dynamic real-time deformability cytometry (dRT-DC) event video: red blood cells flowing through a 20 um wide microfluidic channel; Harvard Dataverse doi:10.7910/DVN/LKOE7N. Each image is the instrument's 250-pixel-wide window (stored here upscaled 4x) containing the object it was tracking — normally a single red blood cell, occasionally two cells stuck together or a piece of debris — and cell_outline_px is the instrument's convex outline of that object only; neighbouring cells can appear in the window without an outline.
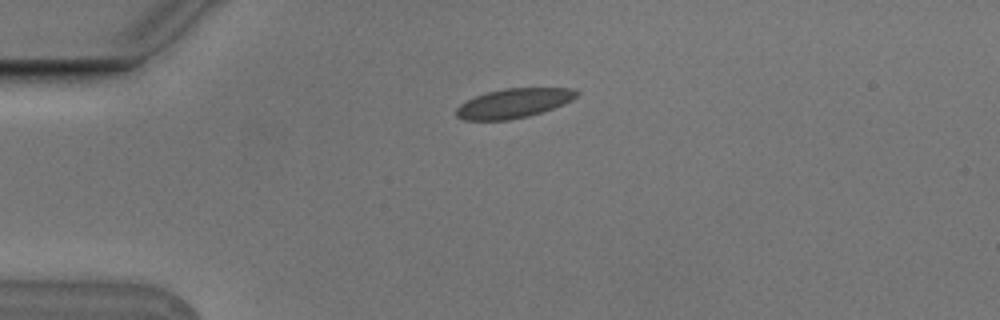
{"species": "Egyptian fruit bat (a non-hibernating species)", "species_latin": "Rousettus aegyptiacus", "temperature_condition": "cold", "stored_images_in_passage": 3, "camera_frame_rate_fps": 3000, "um_per_image_px": 0.085, "animal": {"sex": "male"}, "frame": {"image": 1, "passage_image": 1, "time_ms": 0.0, "image_size_px": [1000, 320], "cell_outline_px": [[580, 92], [572, 100], [564, 104], [528, 116], [508, 120], [464, 120], [456, 116], [456, 108], [460, 104], [476, 96], [488, 92], [504, 88], [572, 88]], "centroid_in_image_um": [43.66, 8.77], "position_along_channel_um": 41.3, "area_um2": 20.46}}